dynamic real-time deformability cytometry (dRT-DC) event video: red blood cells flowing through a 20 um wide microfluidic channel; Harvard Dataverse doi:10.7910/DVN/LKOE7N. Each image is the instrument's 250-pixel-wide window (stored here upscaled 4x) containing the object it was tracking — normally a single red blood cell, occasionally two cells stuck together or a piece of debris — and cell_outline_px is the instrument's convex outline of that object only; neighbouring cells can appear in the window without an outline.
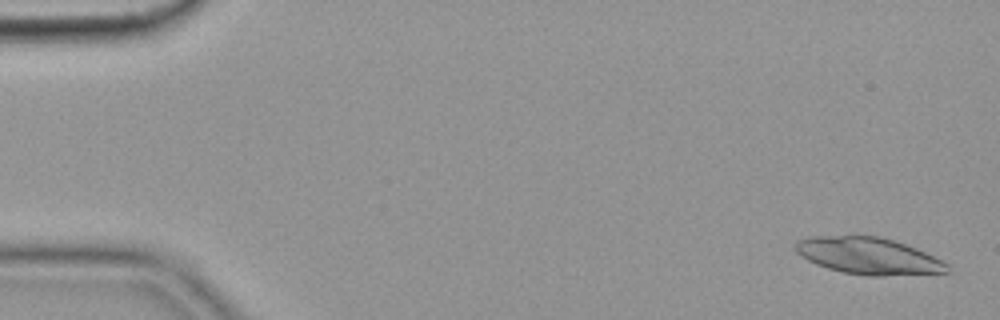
{"species": "common noctule bat (a hibernating species)", "species_latin": "Nyctalus noctula", "temperature_condition": "cold", "stored_images_in_passage": 42, "camera_frame_rate_fps": 3000, "um_per_image_px": 0.085, "animal": {"sex": "female", "body_mass_g": 19.9}, "frame": {"image": 1, "passage_image": 1, "time_ms": 0.0, "image_size_px": [1000, 320], "cell_outline_px": [[952, 268], [948, 272], [884, 276], [864, 276], [844, 272], [828, 268], [816, 264], [800, 256], [792, 248], [792, 244], [796, 240], [808, 236], [880, 236], [916, 248], [948, 264]], "centroid_in_image_um": [73.75, 21.75], "position_along_channel_um": 11.3, "area_um2": 32.66}}
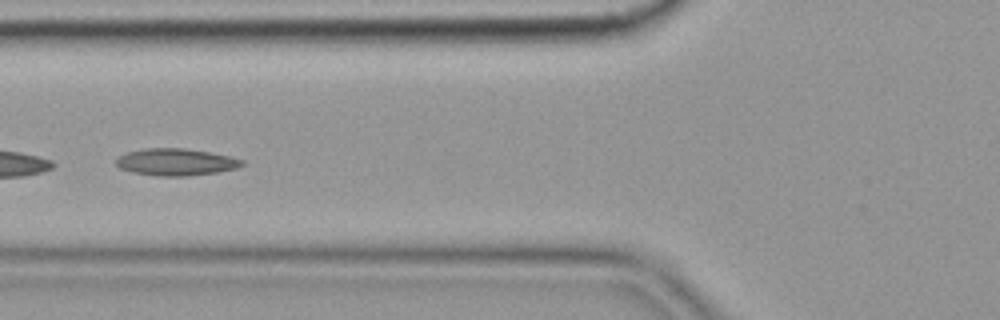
{"frame": {"image": 2, "passage_image": 21, "time_ms": 6.667, "image_size_px": [1000, 320], "cell_outline_px": [[244, 164], [236, 168], [220, 172], [188, 176], [160, 176], [132, 172], [120, 168], [116, 164], [116, 160], [120, 156], [128, 152], [144, 148], [184, 148], [208, 152], [228, 156], [244, 160]], "centroid_in_image_um": [14.96, 13.78], "position_along_channel_um": 110.8, "area_um2": 19.71}}